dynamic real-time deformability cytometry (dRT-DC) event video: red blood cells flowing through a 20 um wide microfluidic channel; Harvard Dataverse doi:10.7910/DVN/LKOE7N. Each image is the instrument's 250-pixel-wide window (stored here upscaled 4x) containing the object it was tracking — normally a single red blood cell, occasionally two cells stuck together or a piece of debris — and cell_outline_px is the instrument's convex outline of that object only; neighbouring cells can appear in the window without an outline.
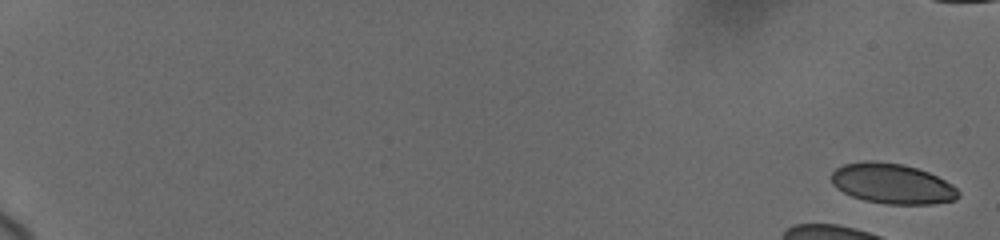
{"species": "human", "species_latin": "Homo sapiens", "temperature_condition": "cold", "stored_images_in_passage": 5, "camera_frame_rate_fps": 3000, "um_per_image_px": 0.085, "donor": {"sex": "female"}, "frame": {"image": 1, "passage_image": 1, "time_ms": 0.0, "image_size_px": [1000, 240], "cell_outline_px": [[960, 196], [956, 200], [932, 204], [888, 204], [864, 200], [852, 196], [836, 188], [832, 184], [832, 172], [836, 168], [844, 164], [864, 160], [876, 160], [900, 164], [916, 168], [928, 172], [952, 184], [960, 192]], "centroid_in_image_um": [75.84, 15.61], "position_along_channel_um": 9.2, "area_um2": 29.82}}